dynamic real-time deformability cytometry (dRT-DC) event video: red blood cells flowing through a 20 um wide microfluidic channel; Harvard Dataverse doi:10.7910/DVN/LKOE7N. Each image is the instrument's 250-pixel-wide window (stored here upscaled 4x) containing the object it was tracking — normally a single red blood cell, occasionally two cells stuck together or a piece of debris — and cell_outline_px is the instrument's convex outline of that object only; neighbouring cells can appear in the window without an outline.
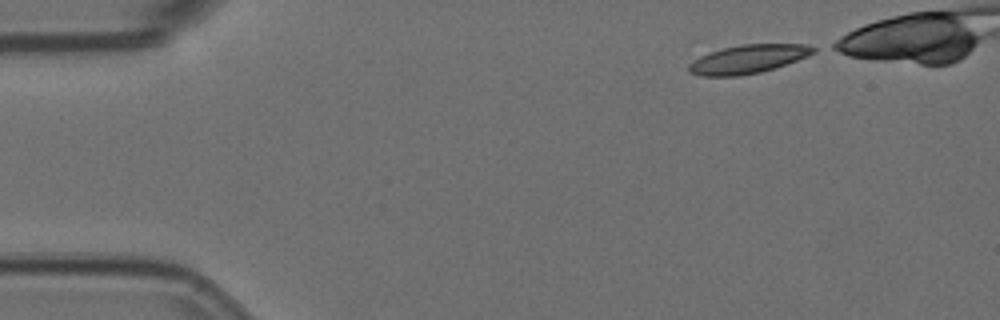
{"species": "Egyptian fruit bat (a non-hibernating species)", "species_latin": "Rousettus aegyptiacus", "temperature_condition": "room temperature", "stored_images_in_passage": 5, "camera_frame_rate_fps": 3000, "um_per_image_px": 0.085, "animal": {"sex": "female"}, "frame": {"image": 1, "passage_image": 1, "time_ms": 0.0, "image_size_px": [1000, 320], "cell_outline_px": [[816, 52], [808, 56], [760, 72], [740, 76], [700, 76], [688, 72], [688, 64], [692, 60], [708, 52], [724, 48], [744, 44], [804, 44], [816, 48]], "centroid_in_image_um": [63.53, 5.03], "position_along_channel_um": 21.5, "area_um2": 20.63}}